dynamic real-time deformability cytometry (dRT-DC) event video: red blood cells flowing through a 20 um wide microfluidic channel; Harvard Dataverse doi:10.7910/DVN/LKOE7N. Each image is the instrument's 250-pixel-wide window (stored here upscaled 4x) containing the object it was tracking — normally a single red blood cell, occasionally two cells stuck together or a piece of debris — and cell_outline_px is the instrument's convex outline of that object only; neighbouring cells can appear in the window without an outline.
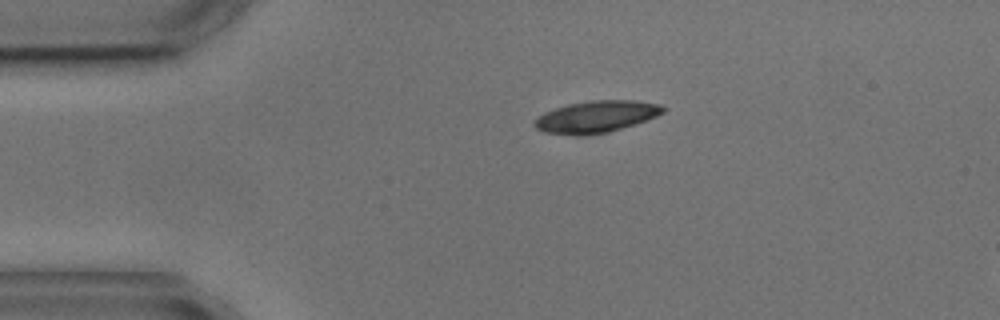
{"species": "common noctule bat (a hibernating species)", "species_latin": "Nyctalus noctula", "temperature_condition": "cold", "stored_images_in_passage": 2, "camera_frame_rate_fps": 3000, "um_per_image_px": 0.085, "animal": {"sex": "male", "body_mass_g": 17.9, "forearm_length_mm": 54.2}, "frame": {"image": 1, "passage_image": 1, "time_ms": 0.0, "image_size_px": [1000, 320], "cell_outline_px": [[668, 108], [664, 112], [648, 120], [608, 132], [588, 136], [576, 136], [544, 132], [536, 128], [532, 124], [544, 112], [568, 104], [592, 100], [632, 100], [660, 104]], "centroid_in_image_um": [50.7, 9.93], "position_along_channel_um": 34.3, "area_um2": 23.99}}